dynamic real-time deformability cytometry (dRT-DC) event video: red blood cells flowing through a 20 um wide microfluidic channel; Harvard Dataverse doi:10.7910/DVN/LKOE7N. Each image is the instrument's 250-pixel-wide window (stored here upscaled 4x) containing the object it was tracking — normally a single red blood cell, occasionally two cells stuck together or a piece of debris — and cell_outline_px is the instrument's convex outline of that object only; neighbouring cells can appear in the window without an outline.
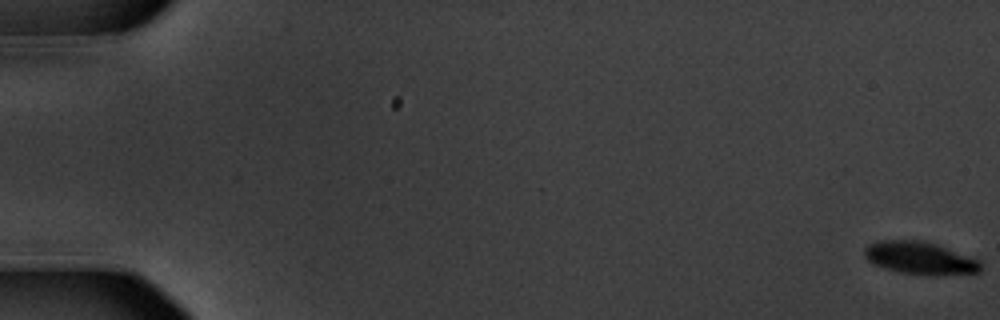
{"species": "common noctule bat (a hibernating species)", "species_latin": "Nyctalus noctula", "temperature_condition": "warm", "stored_images_in_passage": 59, "camera_frame_rate_fps": 3000, "um_per_image_px": 0.085, "animal": {"sex": "male", "body_mass_g": 20.1, "forearm_length_mm": 53.5}, "frame": {"image": 1, "passage_image": 1, "time_ms": 0.0, "image_size_px": [1000, 320], "cell_outline_px": [[980, 272], [940, 276], [928, 276], [900, 272], [884, 268], [872, 264], [864, 256], [864, 248], [868, 244], [880, 240], [920, 240], [980, 260]], "centroid_in_image_um": [78.15, 21.96], "position_along_channel_um": 6.8, "area_um2": 22.02}}
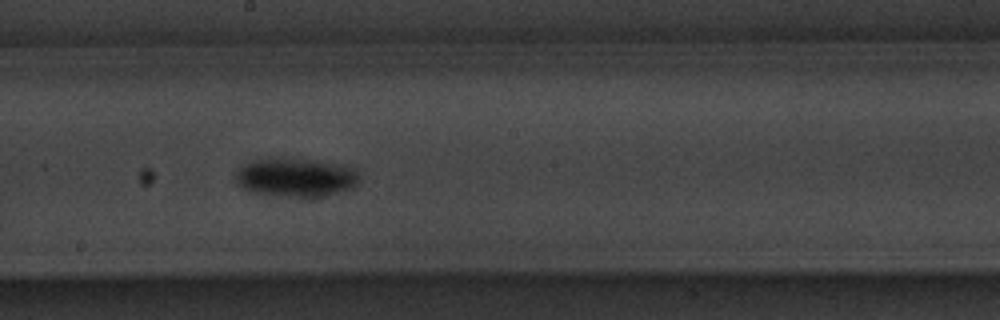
{"frame": {"image": 2, "passage_image": 34, "time_ms": 11.0, "image_size_px": [1000, 320], "cell_outline_px": [[360, 176], [356, 184], [352, 188], [312, 200], [272, 196], [252, 192], [244, 188], [236, 180], [236, 172], [244, 164], [252, 160], [288, 156], [344, 164], [356, 168], [360, 172]], "centroid_in_image_um": [25.2, 15.09], "position_along_channel_um": 223.0, "area_um2": 29.3}}
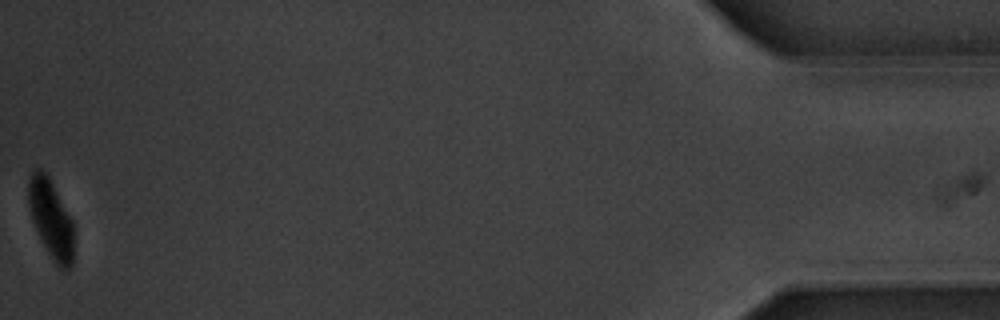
{"frame": {"image": 3, "passage_image": 59, "time_ms": 19.333, "image_size_px": [1000, 320], "cell_outline_px": [[72, 268], [68, 272], [60, 268], [52, 260], [40, 240], [32, 220], [28, 204], [28, 180], [32, 172], [36, 168], [40, 168], [48, 176], [72, 220]], "centroid_in_image_um": [4.3, 18.63], "position_along_channel_um": 430.9, "area_um2": 20.63}, "authors_computed_cell_mechanics": {"area_um2": 23.4668, "velocity_mm_per_s": 3.5482, "shape_relaxation_time_tau1_ms": 3.1413, "shape_relaxation_time_tau2_ms": null, "deformation_change_tau1": 0.1858, "deformation_change_tau2": null}}